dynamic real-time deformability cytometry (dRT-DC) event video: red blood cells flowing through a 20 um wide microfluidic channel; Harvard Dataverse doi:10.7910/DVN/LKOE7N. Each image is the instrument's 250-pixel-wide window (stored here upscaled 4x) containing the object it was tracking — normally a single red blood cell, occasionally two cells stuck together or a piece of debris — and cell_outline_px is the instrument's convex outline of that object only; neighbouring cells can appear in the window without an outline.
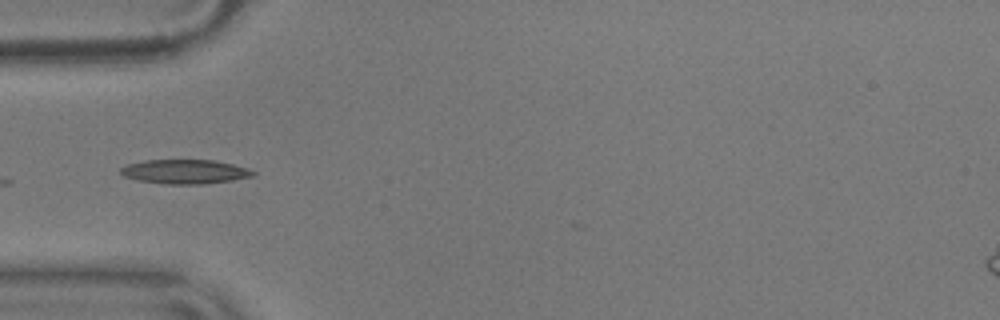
{"species": "common noctule bat (a hibernating species)", "species_latin": "Nyctalus noctula", "temperature_condition": "warm", "stored_images_in_passage": 4, "camera_frame_rate_fps": 3000, "um_per_image_px": 0.085, "animal": {"sex": "male", "body_mass_g": 17.9}, "frame": {"image": 1, "passage_image": 1, "time_ms": 0.0, "image_size_px": [1000, 320], "cell_outline_px": [[256, 172], [252, 176], [232, 180], [204, 184], [164, 184], [140, 180], [124, 176], [120, 172], [120, 168], [128, 164], [148, 160], [212, 160], [232, 164], [248, 168]], "centroid_in_image_um": [15.73, 14.59], "position_along_channel_um": 69.3, "area_um2": 18.5}}